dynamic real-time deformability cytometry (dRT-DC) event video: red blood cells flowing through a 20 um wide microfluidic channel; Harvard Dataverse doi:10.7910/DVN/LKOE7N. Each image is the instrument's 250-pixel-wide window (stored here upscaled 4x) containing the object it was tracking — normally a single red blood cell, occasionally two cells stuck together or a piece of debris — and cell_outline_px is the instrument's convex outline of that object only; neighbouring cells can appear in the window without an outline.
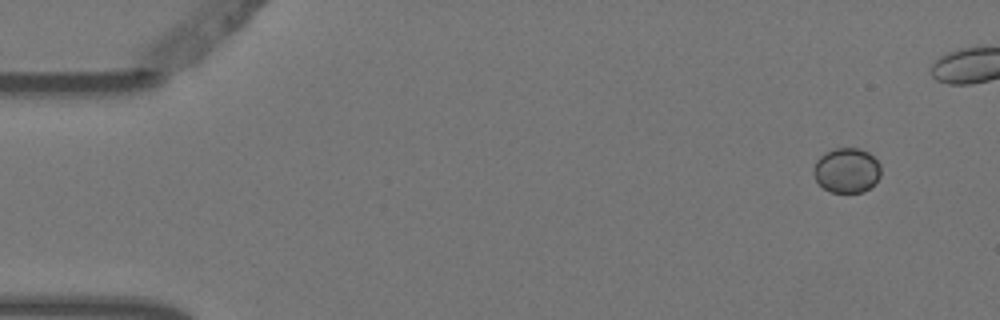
{"species": "Egyptian fruit bat (a non-hibernating species)", "species_latin": "Rousettus aegyptiacus", "temperature_condition": "warm", "stored_images_in_passage": 6, "camera_frame_rate_fps": 3000, "um_per_image_px": 0.085, "animal": {"sex": "female"}, "frame": {"image": 1, "passage_image": 1, "time_ms": 0.0, "image_size_px": [1000, 320], "cell_outline_px": [[880, 176], [864, 192], [832, 192], [824, 188], [816, 180], [812, 172], [812, 168], [816, 160], [824, 152], [832, 148], [860, 148], [868, 152], [880, 164]], "centroid_in_image_um": [71.93, 14.46], "position_along_channel_um": 13.1, "area_um2": 17.63}}
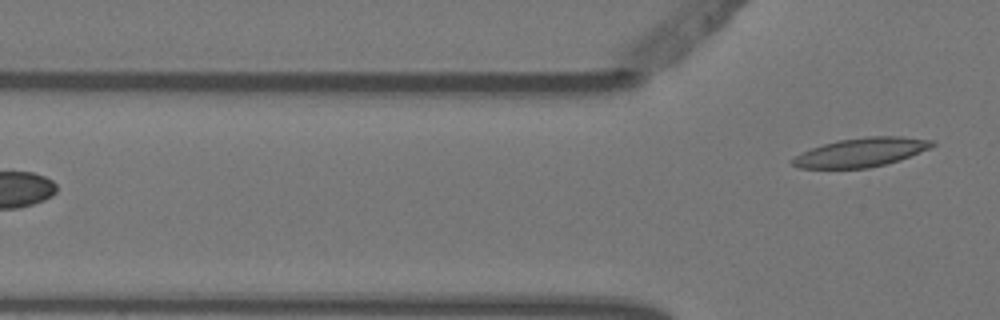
{"frame": {"image": 2, "passage_image": 6, "time_ms": 1.667, "image_size_px": [1000, 320], "cell_outline_px": [[936, 144], [928, 148], [900, 160], [868, 168], [800, 168], [792, 164], [792, 160], [796, 156], [812, 148], [824, 144], [840, 140], [868, 136], [900, 136], [936, 140]], "centroid_in_image_um": [73.24, 12.94], "position_along_channel_um": 52.6, "area_um2": 23.18}}